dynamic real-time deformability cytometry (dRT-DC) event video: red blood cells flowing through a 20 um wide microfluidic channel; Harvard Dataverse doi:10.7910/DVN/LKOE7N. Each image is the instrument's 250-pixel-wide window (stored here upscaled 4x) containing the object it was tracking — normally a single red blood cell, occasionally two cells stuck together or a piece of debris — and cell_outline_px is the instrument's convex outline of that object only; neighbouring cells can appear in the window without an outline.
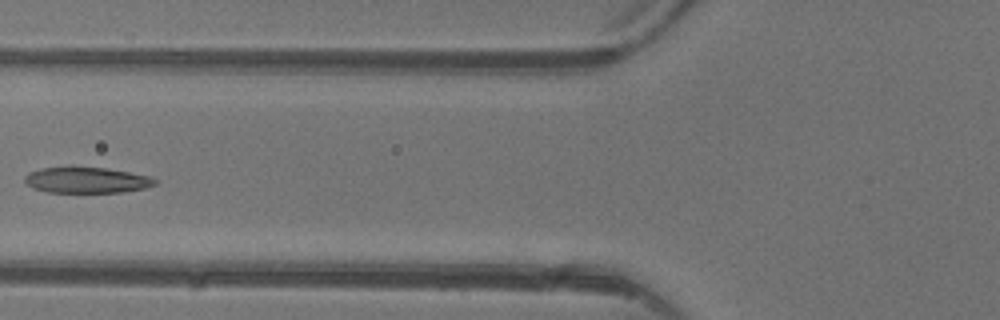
{"species": "common noctule bat (a hibernating species)", "species_latin": "Nyctalus noctula", "temperature_condition": "warm", "stored_images_in_passage": 5, "camera_frame_rate_fps": 3000, "um_per_image_px": 0.085, "animal": {"sex": "female"}, "frame": {"image": 1, "passage_image": 5, "time_ms": 4.667, "image_size_px": [1000, 320], "cell_outline_px": [[156, 184], [144, 188], [124, 192], [48, 192], [32, 188], [24, 180], [24, 176], [28, 172], [44, 168], [104, 168], [128, 172], [148, 176], [156, 180]], "centroid_in_image_um": [7.35, 15.33], "position_along_channel_um": 118.5, "area_um2": 19.19}}